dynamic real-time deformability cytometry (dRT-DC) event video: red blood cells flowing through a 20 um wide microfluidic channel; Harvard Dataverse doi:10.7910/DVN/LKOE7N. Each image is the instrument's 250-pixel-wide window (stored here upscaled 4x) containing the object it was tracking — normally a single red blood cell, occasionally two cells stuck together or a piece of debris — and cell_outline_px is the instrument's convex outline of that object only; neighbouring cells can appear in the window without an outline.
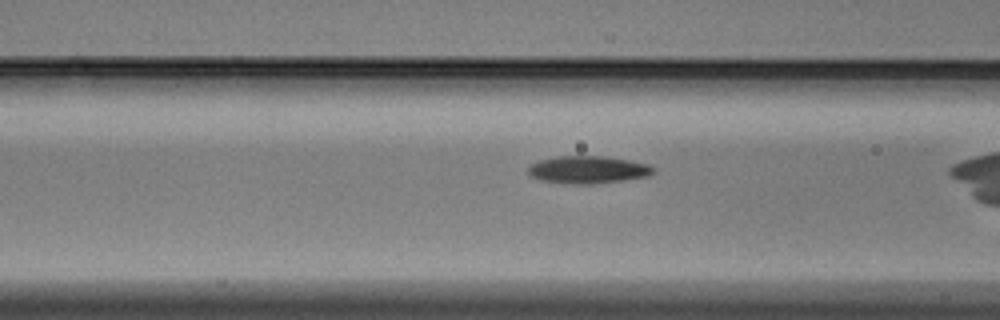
{"species": "Egyptian fruit bat (a non-hibernating species)", "species_latin": "Rousettus aegyptiacus", "temperature_condition": "warm", "stored_images_in_passage": 33, "camera_frame_rate_fps": 3000, "um_per_image_px": 0.085, "animal": {"sex": "male"}, "frame": {"image": 1, "passage_image": 15, "time_ms": 4.667, "image_size_px": [1000, 320], "cell_outline_px": [[656, 172], [648, 176], [592, 184], [564, 184], [540, 180], [528, 176], [528, 168], [532, 164], [540, 160], [560, 156], [604, 156], [628, 160], [648, 164], [656, 168]], "centroid_in_image_um": [49.96, 14.43], "position_along_channel_um": 116.6, "area_um2": 20.11}}
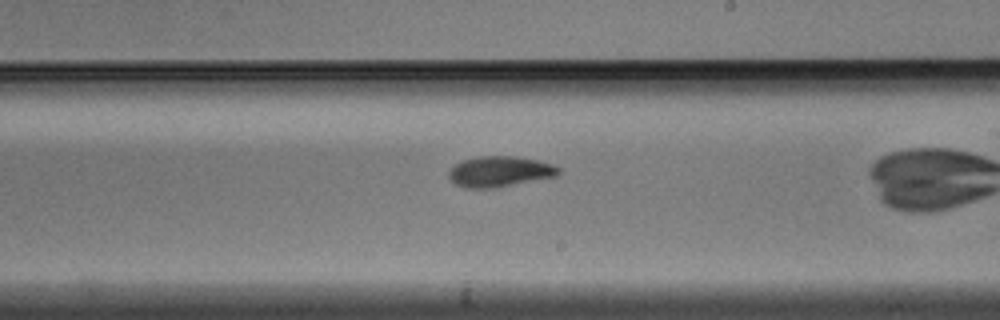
{"frame": {"image": 2, "passage_image": 24, "time_ms": 7.667, "image_size_px": [1000, 320], "cell_outline_px": [[560, 172], [556, 176], [496, 188], [468, 188], [456, 184], [448, 176], [448, 172], [460, 160], [476, 156], [516, 156], [536, 160], [552, 164], [560, 168]], "centroid_in_image_um": [42.47, 14.57], "position_along_channel_um": 246.5, "area_um2": 19.59}}